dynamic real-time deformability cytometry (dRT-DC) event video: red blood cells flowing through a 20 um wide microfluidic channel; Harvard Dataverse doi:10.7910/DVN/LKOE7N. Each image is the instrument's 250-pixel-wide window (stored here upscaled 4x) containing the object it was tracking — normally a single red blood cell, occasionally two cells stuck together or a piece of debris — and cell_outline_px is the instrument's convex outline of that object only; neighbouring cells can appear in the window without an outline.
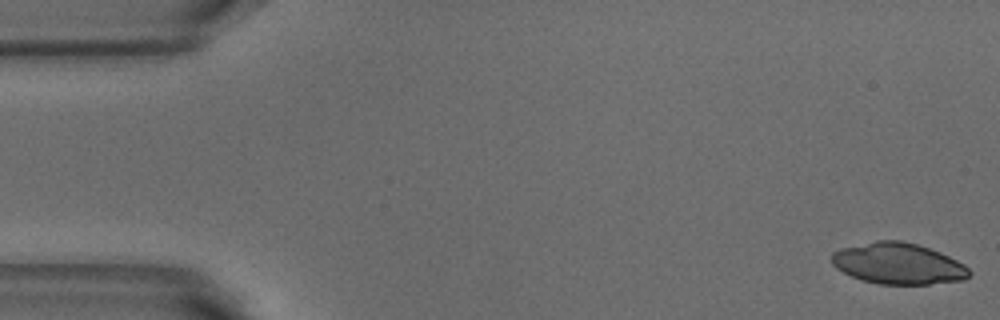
{"species": "common noctule bat (a hibernating species)", "species_latin": "Nyctalus noctula", "temperature_condition": "warm", "stored_images_in_passage": 51, "camera_frame_rate_fps": 3000, "um_per_image_px": 0.085, "animal": {"sex": "male", "body_mass_g": 18.8}, "frame": {"image": 1, "passage_image": 1, "time_ms": 0.0, "image_size_px": [1000, 320], "cell_outline_px": [[972, 272], [964, 280], [928, 284], [880, 284], [860, 280], [836, 268], [832, 264], [832, 252], [840, 248], [876, 240], [900, 240], [916, 244], [940, 252], [964, 264]], "centroid_in_image_um": [76.33, 22.4], "position_along_channel_um": 8.7, "area_um2": 33.0}}